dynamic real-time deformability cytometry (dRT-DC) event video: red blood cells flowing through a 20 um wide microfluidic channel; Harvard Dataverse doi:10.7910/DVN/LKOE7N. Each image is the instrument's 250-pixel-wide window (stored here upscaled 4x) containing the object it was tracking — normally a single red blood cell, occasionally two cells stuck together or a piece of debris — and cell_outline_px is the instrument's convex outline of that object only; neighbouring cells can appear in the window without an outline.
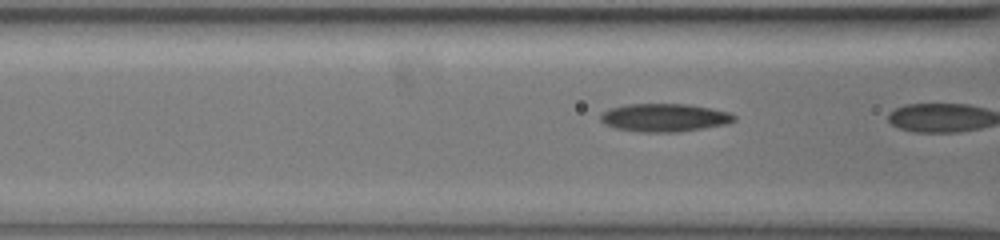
{"species": "common noctule bat (a hibernating species)", "species_latin": "Nyctalus noctula", "temperature_condition": "warm", "stored_images_in_passage": 10, "camera_frame_rate_fps": 3000, "um_per_image_px": 0.085, "animal": {"sex": "female", "body_mass_g": 19.5, "forearm_length_mm": 54.1}, "frame": {"image": 1, "passage_image": 9, "time_ms": 2.667, "image_size_px": [1000, 240], "cell_outline_px": [[736, 120], [724, 124], [676, 132], [640, 132], [616, 128], [604, 124], [600, 120], [600, 116], [604, 112], [612, 108], [628, 104], [688, 104], [728, 112], [736, 116]], "centroid_in_image_um": [56.45, 10.0], "position_along_channel_um": 110.2, "area_um2": 21.5}}